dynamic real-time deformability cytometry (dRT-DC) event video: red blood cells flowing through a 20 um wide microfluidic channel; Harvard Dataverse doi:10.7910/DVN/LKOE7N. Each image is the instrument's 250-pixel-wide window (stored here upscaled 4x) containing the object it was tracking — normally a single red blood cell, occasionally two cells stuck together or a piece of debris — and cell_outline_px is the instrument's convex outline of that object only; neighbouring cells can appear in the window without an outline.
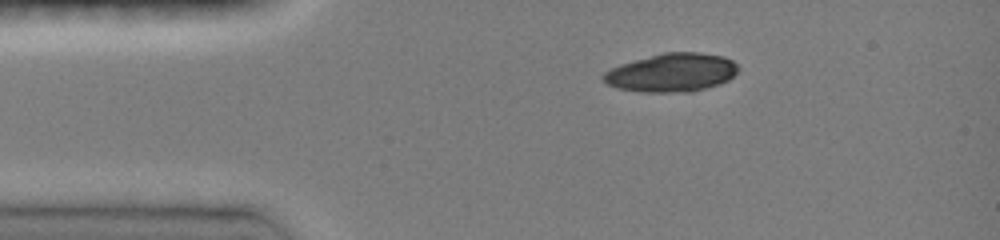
{"species": "common noctule bat (a hibernating species)", "species_latin": "Nyctalus noctula", "temperature_condition": "room temperature", "stored_images_in_passage": 39, "camera_frame_rate_fps": 3000, "um_per_image_px": 0.085, "animal": {"sex": "female", "body_mass_g": 19.0, "forearm_length_mm": 51.5}, "frame": {"image": 1, "passage_image": 1, "time_ms": 0.0, "image_size_px": [1000, 240], "cell_outline_px": [[740, 68], [728, 80], [720, 84], [692, 92], [640, 92], [616, 88], [608, 84], [600, 76], [604, 72], [620, 64], [664, 52], [700, 52], [724, 56], [732, 60]], "centroid_in_image_um": [57.1, 6.17], "position_along_channel_um": 27.9, "area_um2": 30.35}}
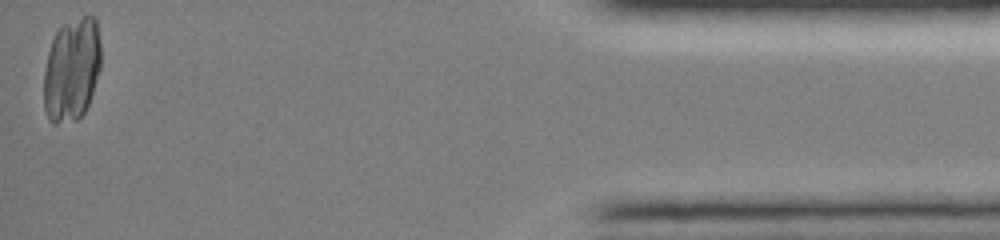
{"frame": {"image": 2, "passage_image": 39, "time_ms": 12.667, "image_size_px": [1000, 240], "cell_outline_px": [[100, 68], [88, 104], [84, 112], [76, 120], [56, 124], [52, 124], [48, 120], [44, 108], [44, 72], [48, 52], [56, 28], [64, 24], [84, 16], [96, 16], [100, 44]], "centroid_in_image_um": [6.08, 5.92], "position_along_channel_um": 429.1, "area_um2": 34.56}}